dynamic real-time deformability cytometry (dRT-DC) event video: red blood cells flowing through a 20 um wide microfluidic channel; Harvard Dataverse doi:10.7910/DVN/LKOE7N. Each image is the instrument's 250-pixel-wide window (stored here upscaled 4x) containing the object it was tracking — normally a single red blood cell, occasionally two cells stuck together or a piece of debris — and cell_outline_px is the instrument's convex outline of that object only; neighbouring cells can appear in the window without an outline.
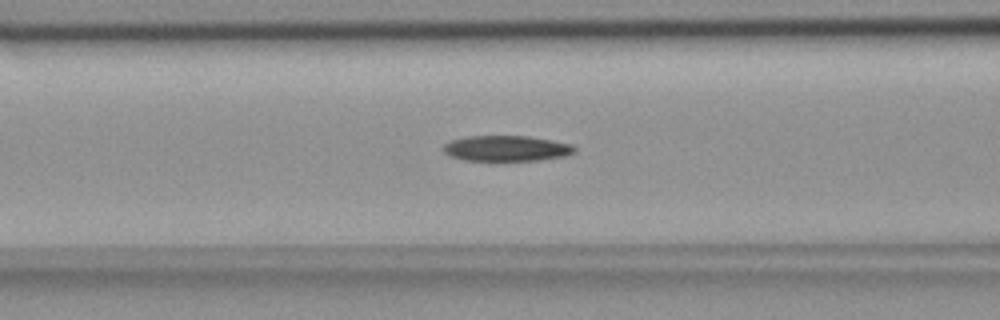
{"species": "common noctule bat (a hibernating species)", "species_latin": "Nyctalus noctula", "temperature_condition": "room temperature", "stored_images_in_passage": 55, "camera_frame_rate_fps": 3000, "um_per_image_px": 0.085, "animal": {"sex": "female", "body_mass_g": 18.4}, "frame": {"image": 1, "passage_image": 21, "time_ms": 6.667, "image_size_px": [1000, 320], "cell_outline_px": [[576, 152], [564, 156], [536, 160], [464, 160], [452, 156], [444, 152], [444, 144], [452, 140], [468, 136], [528, 136], [572, 144], [576, 148]], "centroid_in_image_um": [43.07, 12.6], "position_along_channel_um": 123.5, "area_um2": 19.31}}
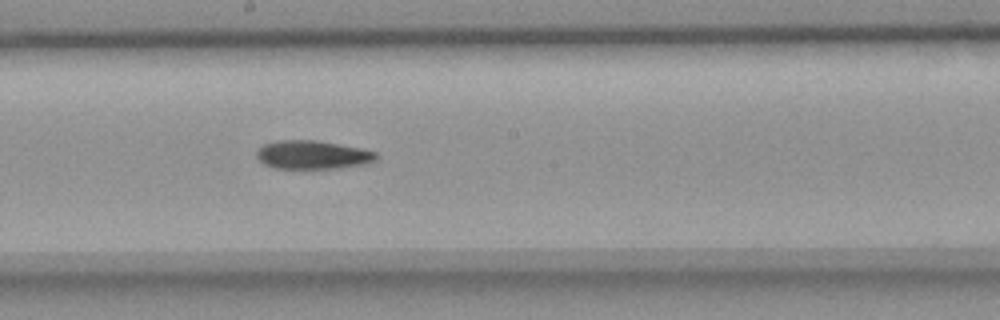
{"frame": {"image": 2, "passage_image": 29, "time_ms": 9.333, "image_size_px": [1000, 320], "cell_outline_px": [[376, 160], [368, 164], [340, 168], [276, 168], [264, 164], [256, 156], [256, 152], [264, 144], [280, 140], [316, 140], [360, 148], [376, 152]], "centroid_in_image_um": [26.59, 13.16], "position_along_channel_um": 221.6, "area_um2": 19.77}}
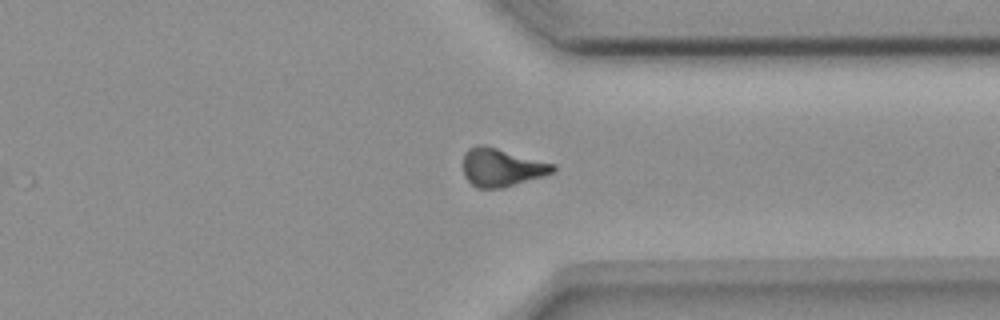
{"frame": {"image": 3, "passage_image": 41, "time_ms": 13.333, "image_size_px": [1000, 320], "cell_outline_px": [[556, 168], [552, 172], [544, 176], [500, 188], [476, 188], [464, 176], [464, 152], [468, 148], [476, 144], [484, 144], [556, 164]], "centroid_in_image_um": [42.62, 14.21], "position_along_channel_um": 368.8, "area_um2": 20.0}, "authors_computed_cell_mechanics": {"area_um2": 19.652, "velocity_mm_per_s": 3.6911, "shape_relaxation_time_tau1_ms": null, "shape_relaxation_time_tau2_ms": 7.5936, "deformation_change_tau1": null, "deformation_change_tau2": 0.1746}}